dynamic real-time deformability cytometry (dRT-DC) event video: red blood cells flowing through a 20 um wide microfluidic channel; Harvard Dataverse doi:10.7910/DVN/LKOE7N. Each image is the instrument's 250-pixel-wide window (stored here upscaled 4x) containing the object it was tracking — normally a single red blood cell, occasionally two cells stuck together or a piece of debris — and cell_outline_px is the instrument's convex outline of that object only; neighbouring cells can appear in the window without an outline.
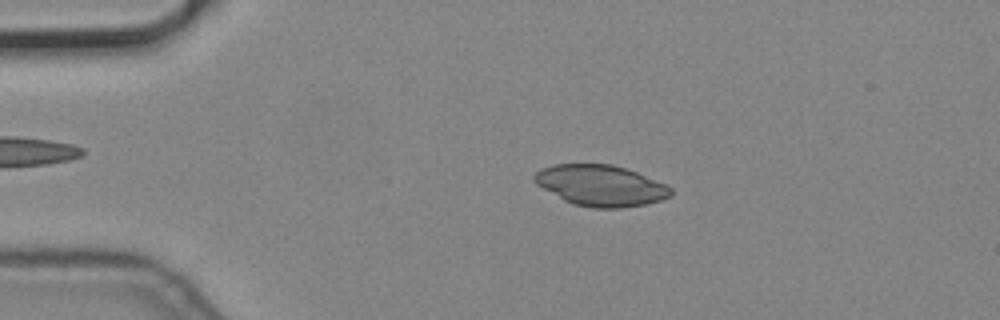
{"species": "common noctule bat (a hibernating species)", "species_latin": "Nyctalus noctula", "temperature_condition": "cold", "stored_images_in_passage": 6, "camera_frame_rate_fps": 3000, "um_per_image_px": 0.085, "animal": {"sex": "male", "body_mass_g": 19.2, "forearm_length_mm": 51.8}, "frame": {"image": 1, "passage_image": 3, "time_ms": 0.667, "image_size_px": [1000, 320], "cell_outline_px": [[672, 196], [660, 200], [644, 204], [620, 208], [592, 208], [572, 204], [564, 200], [536, 184], [532, 180], [532, 176], [540, 168], [552, 164], [612, 164], [628, 168], [664, 184], [672, 188]], "centroid_in_image_um": [51.03, 15.76], "position_along_channel_um": 34.0, "area_um2": 32.71}}